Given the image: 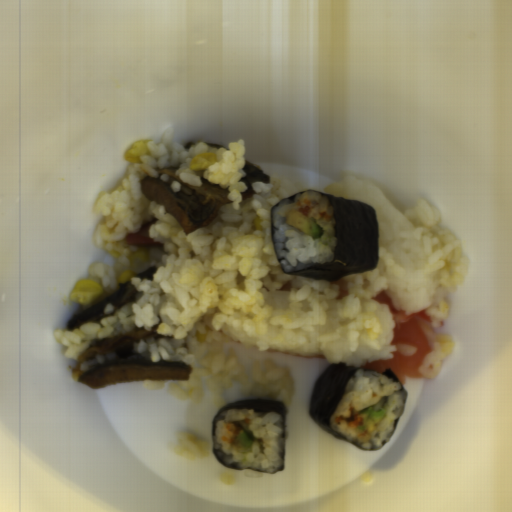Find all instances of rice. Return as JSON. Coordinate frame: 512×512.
Segmentation results:
<instances>
[{"label":"rice","mask_w":512,"mask_h":512,"mask_svg":"<svg viewBox=\"0 0 512 512\" xmlns=\"http://www.w3.org/2000/svg\"><path fill=\"white\" fill-rule=\"evenodd\" d=\"M172 454L188 461L207 458L210 446L207 440L186 432H177L172 446Z\"/></svg>","instance_id":"rice-7"},{"label":"rice","mask_w":512,"mask_h":512,"mask_svg":"<svg viewBox=\"0 0 512 512\" xmlns=\"http://www.w3.org/2000/svg\"><path fill=\"white\" fill-rule=\"evenodd\" d=\"M323 193L364 202L374 208L378 219V245L402 269V275L391 273L378 258L376 267L388 283L384 291L390 296L395 310L404 311L405 315L427 311L434 304L436 287L401 240L403 232L415 228L409 218L390 205L372 180L360 176H345L325 188Z\"/></svg>","instance_id":"rice-3"},{"label":"rice","mask_w":512,"mask_h":512,"mask_svg":"<svg viewBox=\"0 0 512 512\" xmlns=\"http://www.w3.org/2000/svg\"><path fill=\"white\" fill-rule=\"evenodd\" d=\"M298 200H307L312 204V212L307 218L314 217L325 231L321 239L315 240L285 223L290 210L297 211ZM327 211L332 219L325 222L319 213ZM272 244L276 257L284 273H294L313 265L331 263L335 258L337 238L334 235L337 220L329 200L318 191H305L294 199H284L272 209Z\"/></svg>","instance_id":"rice-6"},{"label":"rice","mask_w":512,"mask_h":512,"mask_svg":"<svg viewBox=\"0 0 512 512\" xmlns=\"http://www.w3.org/2000/svg\"><path fill=\"white\" fill-rule=\"evenodd\" d=\"M378 259L381 261L382 265L385 267L387 271L390 273H393L398 276H402L403 269L402 267L396 263L390 254L387 253V251L378 244Z\"/></svg>","instance_id":"rice-8"},{"label":"rice","mask_w":512,"mask_h":512,"mask_svg":"<svg viewBox=\"0 0 512 512\" xmlns=\"http://www.w3.org/2000/svg\"><path fill=\"white\" fill-rule=\"evenodd\" d=\"M408 392L401 383L375 371L359 368L350 378L344 394L330 418L331 428L359 449L374 451L386 445L395 432V423L404 413ZM385 409L386 416L378 423L364 418L362 426L350 428L345 421L335 423V416H350L351 407L362 411L369 406Z\"/></svg>","instance_id":"rice-4"},{"label":"rice","mask_w":512,"mask_h":512,"mask_svg":"<svg viewBox=\"0 0 512 512\" xmlns=\"http://www.w3.org/2000/svg\"><path fill=\"white\" fill-rule=\"evenodd\" d=\"M116 358H118V354L116 352L107 353L105 355H96L94 358L86 360L80 364V372H86L97 364H104L108 360H113Z\"/></svg>","instance_id":"rice-9"},{"label":"rice","mask_w":512,"mask_h":512,"mask_svg":"<svg viewBox=\"0 0 512 512\" xmlns=\"http://www.w3.org/2000/svg\"><path fill=\"white\" fill-rule=\"evenodd\" d=\"M168 127L160 143H147L148 155L131 163L120 183L103 191L94 202V215L102 223L92 238L98 249L120 252L113 264L97 262L88 280L103 290L83 312L118 292L121 274L137 275L149 267L157 271L152 280L130 278L136 301L122 308L105 305L104 317L73 330H53V339L65 348V358L77 362L84 352L103 339L122 336L135 329L152 330L161 339L134 343L136 354L146 360L182 362L190 367L188 380L145 379L146 388L167 389L175 399L201 402L204 390L221 410L228 403L224 392L238 381L244 399H276L287 408L293 396L288 368L273 359L253 363L248 375L239 364L237 353L226 351L227 343L295 355H323L326 362L346 363L361 368L375 360H385L398 352L414 356L416 347L391 344L396 321L388 305L373 300L389 286L387 277L376 266L366 273L344 276L348 294L342 299L338 285L331 281L284 273L274 248L271 208L282 199L302 192L290 181L252 182L255 194L243 200L248 187L244 139L221 149L207 143H194L185 149L174 141ZM212 152L216 163L205 171L189 169L197 154ZM177 165L181 180L201 186V178L229 189L228 198L213 222L185 234L163 205L149 201L140 191L139 180L148 174L167 181L156 168ZM260 216L262 231L254 219ZM152 224L150 237L160 245L125 243L126 235ZM144 250L149 261L130 267L131 252ZM386 292V291H385Z\"/></svg>","instance_id":"rice-1"},{"label":"rice","mask_w":512,"mask_h":512,"mask_svg":"<svg viewBox=\"0 0 512 512\" xmlns=\"http://www.w3.org/2000/svg\"><path fill=\"white\" fill-rule=\"evenodd\" d=\"M250 418V426L256 437L252 446L244 448L230 444L227 432L229 422ZM213 451L227 466L264 474H275L284 468L286 453L283 438L282 416L277 412L257 413L251 408H232L220 412L215 418L212 437Z\"/></svg>","instance_id":"rice-5"},{"label":"rice","mask_w":512,"mask_h":512,"mask_svg":"<svg viewBox=\"0 0 512 512\" xmlns=\"http://www.w3.org/2000/svg\"><path fill=\"white\" fill-rule=\"evenodd\" d=\"M402 214L414 228L399 235L401 242L420 271L433 281L435 287L433 304L426 310L431 322L423 330L431 352L426 354L418 367L421 377L433 380L441 370L443 359L451 353L455 345L453 335L437 332L448 315L445 296L453 292L466 278L470 257L462 254L453 231L439 227L441 212L435 205H429L424 198Z\"/></svg>","instance_id":"rice-2"}]
</instances>
